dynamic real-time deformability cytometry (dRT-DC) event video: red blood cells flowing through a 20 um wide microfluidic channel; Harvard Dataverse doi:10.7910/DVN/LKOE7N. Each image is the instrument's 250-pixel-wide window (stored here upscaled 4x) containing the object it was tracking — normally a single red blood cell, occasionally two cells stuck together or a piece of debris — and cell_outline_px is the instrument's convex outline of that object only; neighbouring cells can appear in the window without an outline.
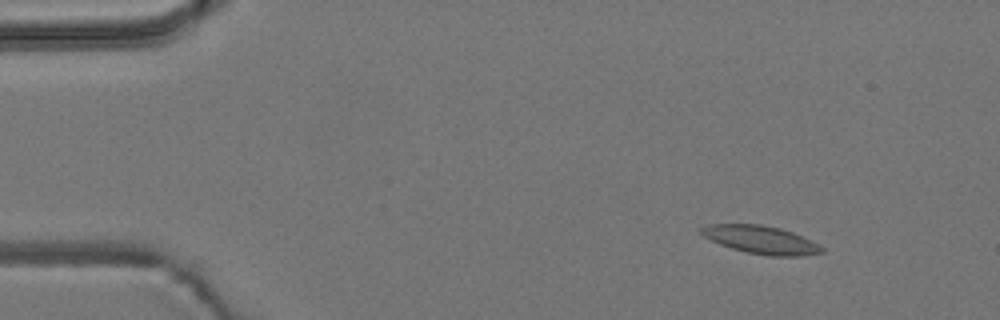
{"species": "common noctule bat (a hibernating species)", "species_latin": "Nyctalus noctula", "temperature_condition": "room temperature", "stored_images_in_passage": 51, "camera_frame_rate_fps": 3000, "um_per_image_px": 0.085, "animal": {"sex": "male", "body_mass_g": 19.2, "forearm_length_mm": 51.8}, "frame": {"image": 1, "passage_image": 1, "time_ms": 0.0, "image_size_px": [1000, 320], "cell_outline_px": [[824, 252], [804, 256], [772, 256], [748, 252], [732, 248], [720, 244], [704, 236], [700, 232], [700, 228], [708, 224], [760, 224], [780, 228], [792, 232], [812, 240], [824, 248]], "centroid_in_image_um": [64.71, 20.38], "position_along_channel_um": 20.3, "area_um2": 19.59}}
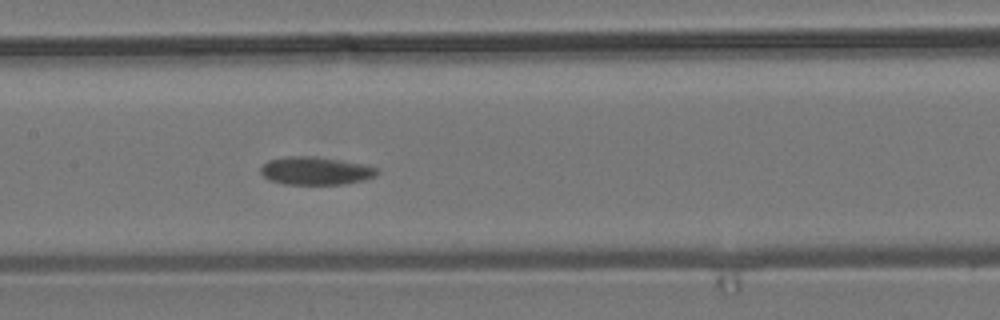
{"frame": {"image": 2, "passage_image": 22, "time_ms": 7.0, "image_size_px": [1000, 320], "cell_outline_px": [[380, 172], [376, 176], [364, 180], [344, 184], [284, 184], [268, 180], [260, 172], [260, 168], [268, 160], [288, 156], [308, 156], [364, 164], [376, 168]], "centroid_in_image_um": [26.81, 14.53], "position_along_channel_um": 180.6, "area_um2": 18.84}}
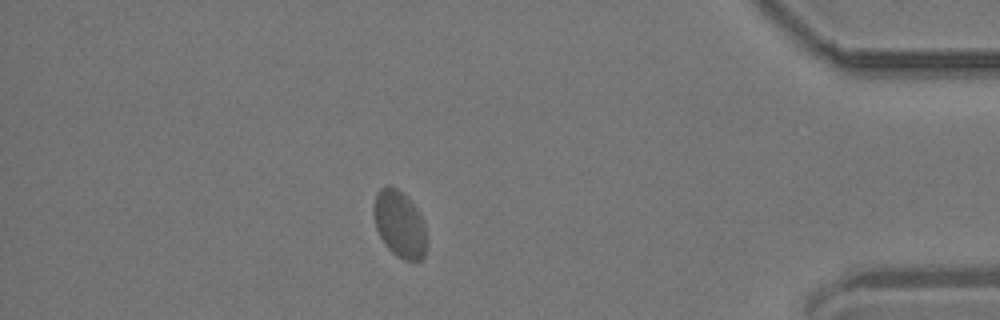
{"frame": {"image": 3, "passage_image": 44, "time_ms": 14.333, "image_size_px": [1000, 320], "cell_outline_px": [[424, 256], [420, 260], [404, 260], [396, 256], [384, 244], [376, 228], [372, 212], [372, 208], [376, 192], [380, 188], [388, 184], [396, 188], [416, 208], [424, 224]], "centroid_in_image_um": [33.89, 19.03], "position_along_channel_um": 401.3, "area_um2": 20.23}, "authors_computed_cell_mechanics": {"area_um2": 19.4786, "velocity_mm_per_s": 3.6056, "shape_relaxation_time_tau1_ms": 6.632, "shape_relaxation_time_tau2_ms": 1.6019, "deformation_change_tau1": 0.1143, "deformation_change_tau2": 0.04}}